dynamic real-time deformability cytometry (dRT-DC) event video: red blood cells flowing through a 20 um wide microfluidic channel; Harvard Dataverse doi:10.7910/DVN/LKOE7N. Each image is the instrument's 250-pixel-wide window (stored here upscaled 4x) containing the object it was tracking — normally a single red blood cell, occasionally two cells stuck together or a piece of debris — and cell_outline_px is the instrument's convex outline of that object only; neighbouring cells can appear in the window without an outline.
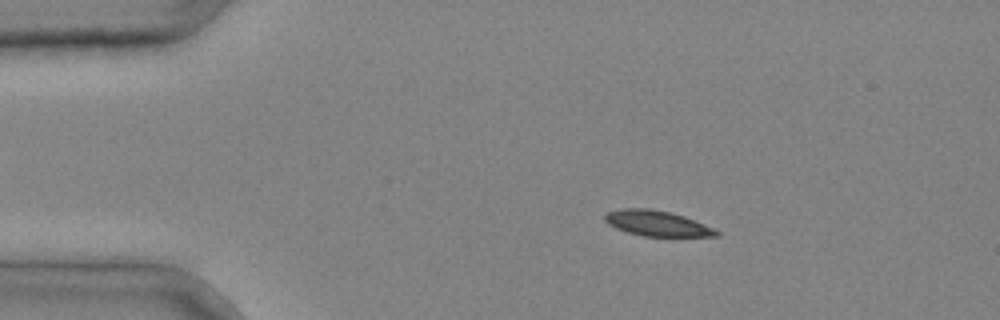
{"species": "common noctule bat (a hibernating species)", "species_latin": "Nyctalus noctula", "temperature_condition": "cold", "stored_images_in_passage": 2, "camera_frame_rate_fps": 3000, "um_per_image_px": 0.085, "animal": {"sex": "male", "body_mass_g": 20.4}, "frame": {"image": 1, "passage_image": 1, "time_ms": 0.0, "image_size_px": [1000, 320], "cell_outline_px": [[720, 236], [644, 236], [628, 232], [616, 228], [608, 224], [604, 220], [604, 216], [608, 212], [620, 208], [648, 208], [672, 212], [684, 216], [712, 228], [720, 232]], "centroid_in_image_um": [55.82, 18.97], "position_along_channel_um": 29.2, "area_um2": 16.42}}